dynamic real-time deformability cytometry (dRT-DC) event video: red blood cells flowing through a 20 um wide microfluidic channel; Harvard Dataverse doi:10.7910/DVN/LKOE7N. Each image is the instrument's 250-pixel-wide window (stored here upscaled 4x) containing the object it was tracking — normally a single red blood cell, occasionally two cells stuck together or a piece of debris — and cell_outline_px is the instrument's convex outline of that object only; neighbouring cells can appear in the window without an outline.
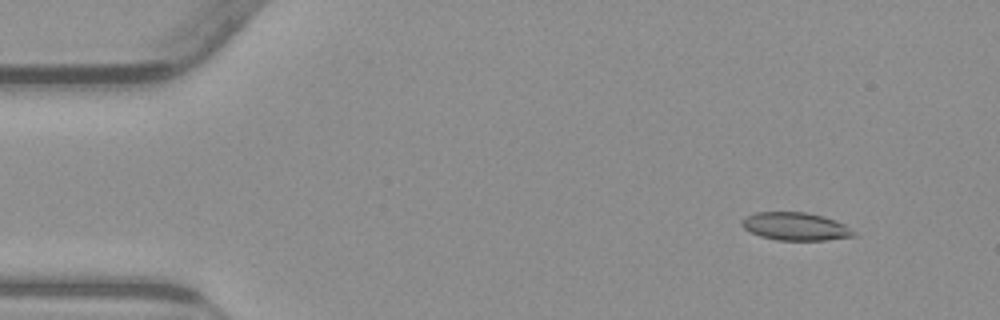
{"species": "common noctule bat (a hibernating species)", "species_latin": "Nyctalus noctula", "temperature_condition": "warm", "stored_images_in_passage": 51, "camera_frame_rate_fps": 3000, "um_per_image_px": 0.085, "animal": {"sex": "male", "body_mass_g": 23.1, "forearm_length_mm": 52.7}, "frame": {"image": 1, "passage_image": 2, "time_ms": 0.333, "image_size_px": [1000, 320], "cell_outline_px": [[856, 236], [824, 240], [776, 240], [760, 236], [744, 228], [740, 224], [740, 220], [756, 212], [804, 212], [824, 216], [836, 220], [844, 224], [856, 232]], "centroid_in_image_um": [67.63, 19.24], "position_along_channel_um": 17.4, "area_um2": 18.21}}
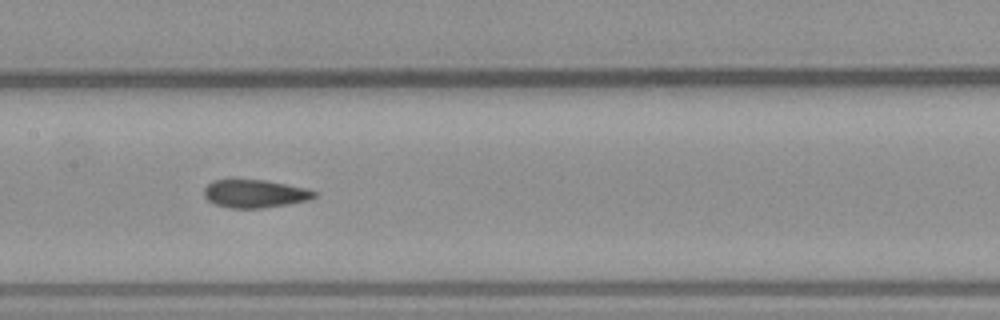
{"frame": {"image": 2, "passage_image": 23, "time_ms": 7.333, "image_size_px": [1000, 320], "cell_outline_px": [[316, 196], [308, 200], [288, 204], [260, 208], [228, 208], [216, 204], [208, 200], [204, 196], [204, 188], [212, 180], [264, 180], [304, 188], [316, 192]], "centroid_in_image_um": [21.63, 16.47], "position_along_channel_um": 185.8, "area_um2": 17.74}}
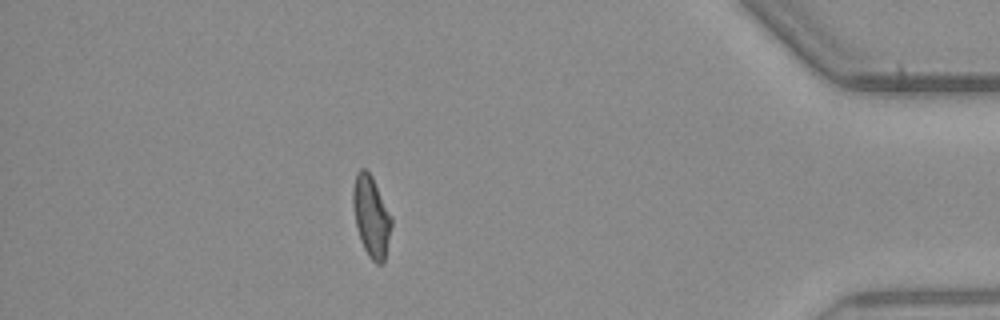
{"frame": {"image": 3, "passage_image": 44, "time_ms": 14.333, "image_size_px": [1000, 320], "cell_outline_px": [[392, 224], [384, 264], [376, 264], [368, 256], [360, 240], [356, 228], [352, 204], [352, 188], [356, 172], [360, 168], [364, 168], [372, 176], [392, 216]], "centroid_in_image_um": [31.54, 18.39], "position_along_channel_um": 403.7, "area_um2": 18.5}, "authors_computed_cell_mechanics": {"area_um2": 18.5538, "velocity_mm_per_s": 3.8195, "shape_relaxation_time_tau1_ms": null, "shape_relaxation_time_tau2_ms": 1.8286, "deformation_change_tau1": null, "deformation_change_tau2": 0.0683}}